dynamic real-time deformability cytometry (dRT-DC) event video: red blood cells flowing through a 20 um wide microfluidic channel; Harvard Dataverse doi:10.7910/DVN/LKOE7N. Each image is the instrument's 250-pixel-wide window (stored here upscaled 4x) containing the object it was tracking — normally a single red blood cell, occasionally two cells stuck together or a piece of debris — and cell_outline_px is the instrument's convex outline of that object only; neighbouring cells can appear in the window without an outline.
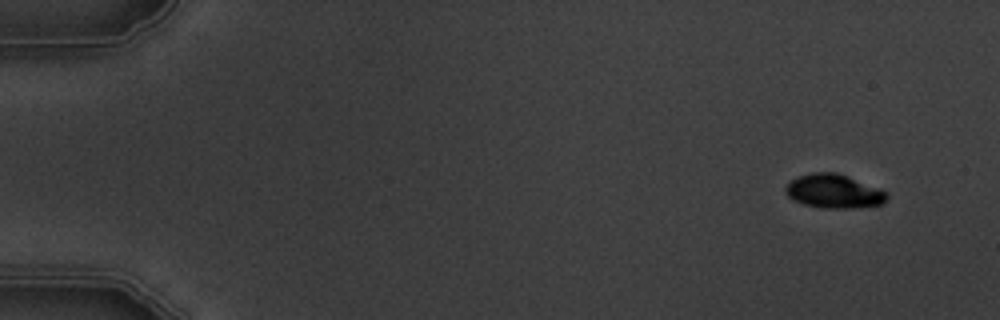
{"species": "common noctule bat (a hibernating species)", "species_latin": "Nyctalus noctula", "temperature_condition": "warm", "stored_images_in_passage": 5, "camera_frame_rate_fps": 3000, "um_per_image_px": 0.085, "animal": {"sex": "male", "body_mass_g": 19.5, "forearm_length_mm": 54.6}, "frame": {"image": 1, "passage_image": 2, "time_ms": 1.333, "image_size_px": [1000, 320], "cell_outline_px": [[888, 196], [884, 204], [852, 208], [820, 208], [804, 204], [792, 200], [784, 192], [784, 188], [796, 176], [812, 172], [836, 172], [848, 176], [880, 188], [888, 192]], "centroid_in_image_um": [70.88, 16.25], "position_along_channel_um": 14.1, "area_um2": 20.29}}